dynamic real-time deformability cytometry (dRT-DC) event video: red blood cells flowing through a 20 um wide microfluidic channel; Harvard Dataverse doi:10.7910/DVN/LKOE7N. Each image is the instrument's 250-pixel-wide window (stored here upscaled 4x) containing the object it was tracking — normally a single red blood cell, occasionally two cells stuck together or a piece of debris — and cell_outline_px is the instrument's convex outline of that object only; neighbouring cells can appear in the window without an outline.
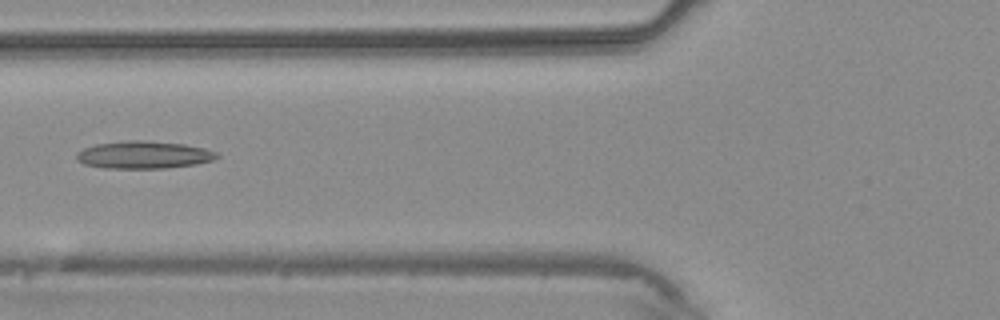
{"species": "common noctule bat (a hibernating species)", "species_latin": "Nyctalus noctula", "temperature_condition": "warm", "stored_images_in_passage": 5, "camera_frame_rate_fps": 3000, "um_per_image_px": 0.085, "animal": {"sex": "male", "body_mass_g": 20.4}, "frame": {"image": 1, "passage_image": 5, "time_ms": 4.667, "image_size_px": [1000, 320], "cell_outline_px": [[220, 156], [212, 160], [196, 164], [164, 168], [104, 168], [84, 164], [76, 160], [76, 152], [84, 148], [96, 144], [128, 140], [144, 140], [184, 144], [204, 148], [216, 152]], "centroid_in_image_um": [12.19, 13.16], "position_along_channel_um": 113.6, "area_um2": 22.48}}